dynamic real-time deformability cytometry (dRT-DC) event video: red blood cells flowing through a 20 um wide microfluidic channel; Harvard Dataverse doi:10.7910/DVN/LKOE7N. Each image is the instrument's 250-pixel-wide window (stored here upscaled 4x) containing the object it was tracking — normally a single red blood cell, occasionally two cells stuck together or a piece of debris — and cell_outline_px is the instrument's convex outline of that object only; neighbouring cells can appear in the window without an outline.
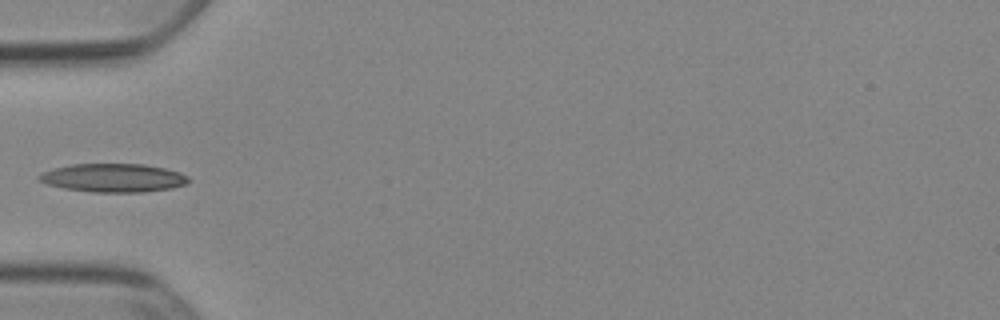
{"species": "Egyptian fruit bat (a non-hibernating species)", "species_latin": "Rousettus aegyptiacus", "temperature_condition": "cold", "stored_images_in_passage": 35, "camera_frame_rate_fps": 3000, "um_per_image_px": 0.085, "animal": {"sex": "female"}, "frame": {"image": 1, "passage_image": 1, "time_ms": 0.0, "image_size_px": [1000, 320], "cell_outline_px": [[192, 180], [188, 184], [172, 188], [140, 192], [92, 192], [64, 188], [48, 184], [40, 180], [36, 176], [52, 168], [72, 164], [144, 164], [164, 168], [180, 172], [188, 176]], "centroid_in_image_um": [9.67, 15.11], "position_along_channel_um": 75.3, "area_um2": 24.85}}
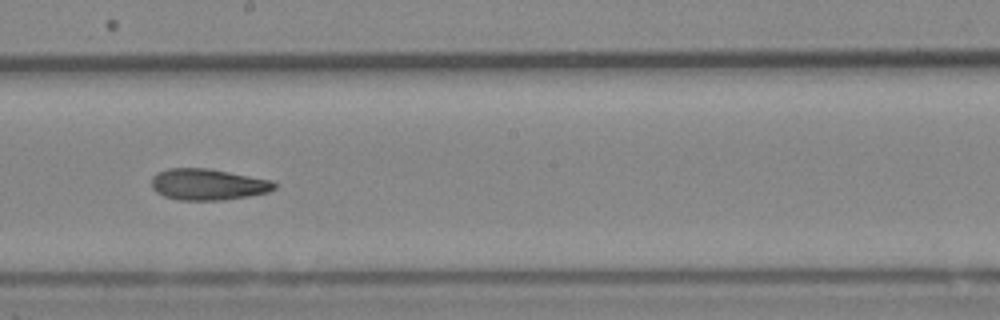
{"frame": {"image": 2, "passage_image": 13, "time_ms": 4.0, "image_size_px": [1000, 320], "cell_outline_px": [[276, 188], [268, 192], [248, 196], [224, 200], [176, 200], [164, 196], [156, 192], [152, 188], [152, 176], [168, 168], [208, 168], [272, 180], [276, 184]], "centroid_in_image_um": [17.67, 15.68], "position_along_channel_um": 230.5, "area_um2": 22.43}}
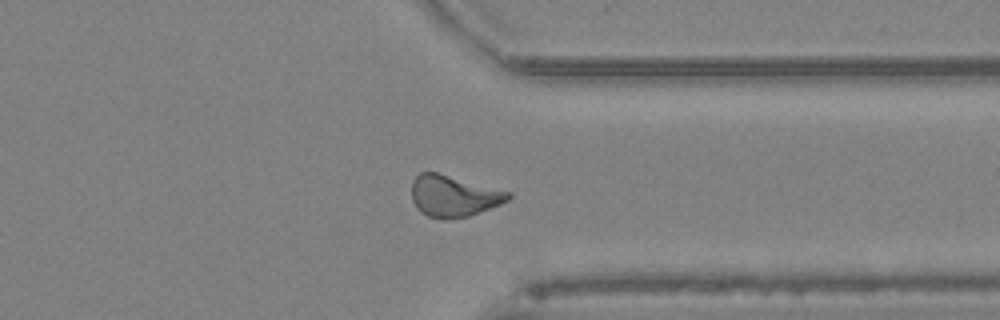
{"frame": {"image": 3, "passage_image": 24, "time_ms": 7.667, "image_size_px": [1000, 320], "cell_outline_px": [[512, 196], [508, 200], [500, 204], [468, 216], [428, 216], [420, 212], [416, 208], [412, 200], [412, 180], [420, 172], [436, 172], [512, 192]], "centroid_in_image_um": [38.55, 16.62], "position_along_channel_um": 372.9, "area_um2": 22.72}}